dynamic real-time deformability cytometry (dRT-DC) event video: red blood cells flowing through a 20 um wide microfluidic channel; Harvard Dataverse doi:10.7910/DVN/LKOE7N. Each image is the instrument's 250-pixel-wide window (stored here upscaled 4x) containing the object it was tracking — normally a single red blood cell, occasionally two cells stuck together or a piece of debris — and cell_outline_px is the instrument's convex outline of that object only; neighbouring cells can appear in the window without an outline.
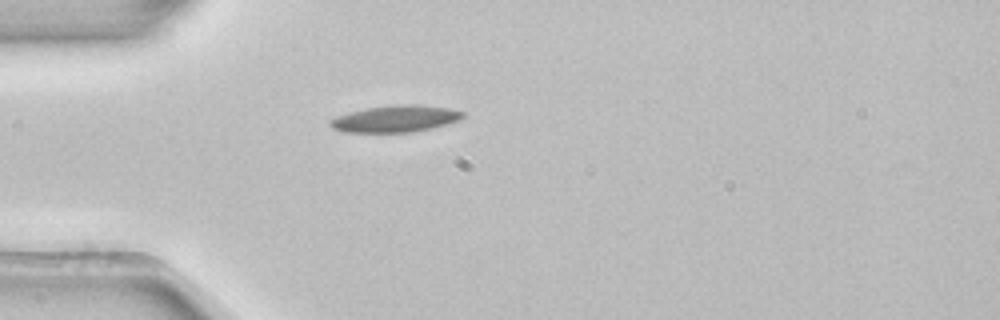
{"species": "common noctule bat (a hibernating species)", "species_latin": "Nyctalus noctula", "temperature_condition": "room temperature", "stored_images_in_passage": 1, "camera_frame_rate_fps": 3000, "um_per_image_px": 0.085, "animal": {"sex": "female", "body_mass_g": 22.7, "forearm_length_mm": 54.2}, "frame": {"image": 1, "passage_image": 1, "time_ms": 0.0, "image_size_px": [1000, 320], "cell_outline_px": [[464, 116], [456, 120], [432, 128], [412, 132], [340, 132], [332, 128], [328, 124], [328, 120], [336, 116], [368, 108], [400, 104], [416, 104], [448, 108], [464, 112]], "centroid_in_image_um": [33.55, 10.1], "position_along_channel_um": 51.4, "area_um2": 20.46}}